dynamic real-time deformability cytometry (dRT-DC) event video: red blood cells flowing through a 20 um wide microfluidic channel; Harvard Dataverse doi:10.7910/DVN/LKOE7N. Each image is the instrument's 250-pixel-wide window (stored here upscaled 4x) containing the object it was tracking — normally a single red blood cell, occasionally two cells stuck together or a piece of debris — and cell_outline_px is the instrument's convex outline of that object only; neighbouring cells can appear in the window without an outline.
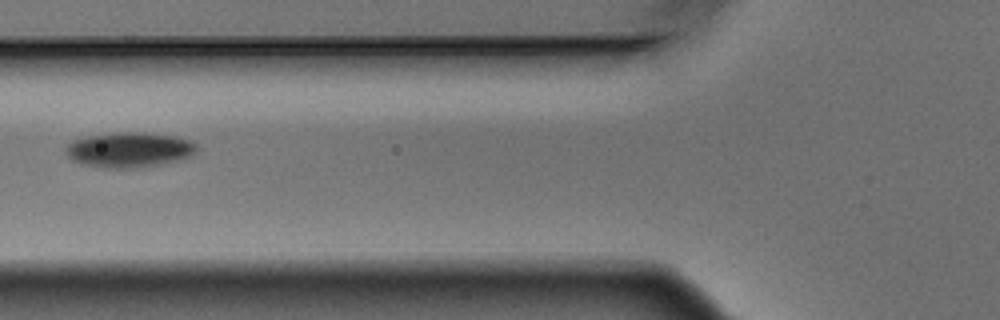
{"species": "Egyptian fruit bat (a non-hibernating species)", "species_latin": "Rousettus aegyptiacus", "temperature_condition": "warm", "stored_images_in_passage": 5, "camera_frame_rate_fps": 3000, "um_per_image_px": 0.085, "animal": {"sex": "male"}, "frame": {"image": 1, "passage_image": 3, "time_ms": 0.667, "image_size_px": [1000, 320], "cell_outline_px": [[196, 152], [188, 156], [156, 164], [132, 168], [108, 168], [80, 164], [72, 160], [64, 152], [68, 144], [72, 140], [88, 136], [112, 132], [144, 132], [176, 136], [188, 140], [196, 144]], "centroid_in_image_um": [10.9, 12.71], "position_along_channel_um": 114.9, "area_um2": 26.53}}
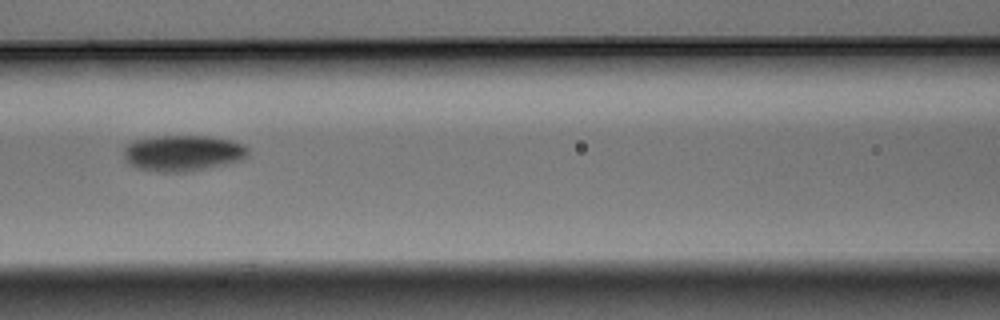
{"frame": {"image": 2, "passage_image": 4, "time_ms": 1.0, "image_size_px": [1000, 320], "cell_outline_px": [[248, 156], [244, 160], [228, 164], [192, 172], [156, 172], [136, 168], [128, 164], [124, 160], [124, 148], [128, 144], [136, 140], [160, 136], [208, 136], [232, 140], [244, 144], [248, 148]], "centroid_in_image_um": [15.58, 13.04], "position_along_channel_um": 151.0, "area_um2": 26.59}}
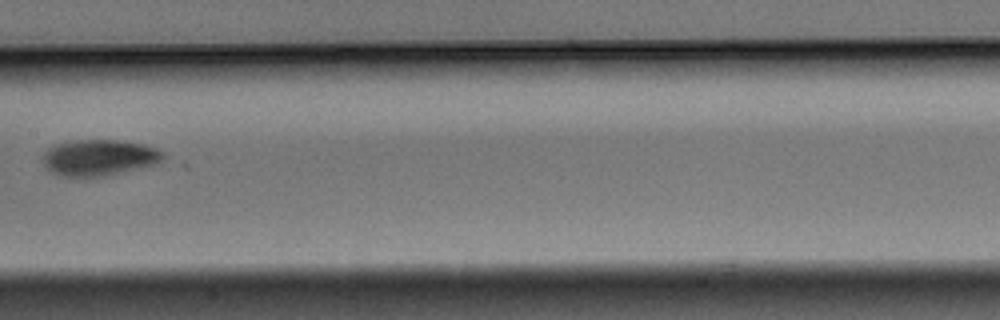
{"frame": {"image": 3, "passage_image": 5, "time_ms": 1.333, "image_size_px": [1000, 320], "cell_outline_px": [[164, 160], [160, 164], [100, 176], [60, 176], [44, 168], [44, 152], [48, 148], [56, 144], [68, 140], [120, 140], [144, 144], [156, 148], [164, 152]], "centroid_in_image_um": [8.45, 13.38], "position_along_channel_um": 199.0, "area_um2": 25.49}}